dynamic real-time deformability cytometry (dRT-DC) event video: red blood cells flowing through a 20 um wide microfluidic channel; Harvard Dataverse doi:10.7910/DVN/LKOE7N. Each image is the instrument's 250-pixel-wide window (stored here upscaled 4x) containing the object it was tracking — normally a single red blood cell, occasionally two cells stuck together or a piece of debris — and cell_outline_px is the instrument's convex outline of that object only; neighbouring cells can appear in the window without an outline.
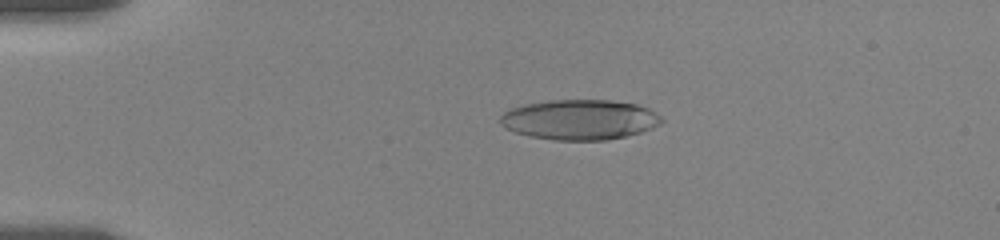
{"species": "human", "species_latin": "Homo sapiens", "temperature_condition": "room temperature", "stored_images_in_passage": 58, "camera_frame_rate_fps": 3000, "um_per_image_px": 0.085, "donor": {"sex": "female"}, "frame": {"image": 1, "passage_image": 13, "time_ms": 4.0, "image_size_px": [1000, 240], "cell_outline_px": [[664, 120], [660, 124], [652, 128], [640, 132], [608, 140], [556, 140], [532, 136], [516, 132], [500, 124], [500, 116], [504, 112], [512, 108], [524, 104], [548, 100], [612, 100], [636, 104], [648, 108], [660, 116]], "centroid_in_image_um": [49.29, 10.16], "position_along_channel_um": 35.7, "area_um2": 37.57}}
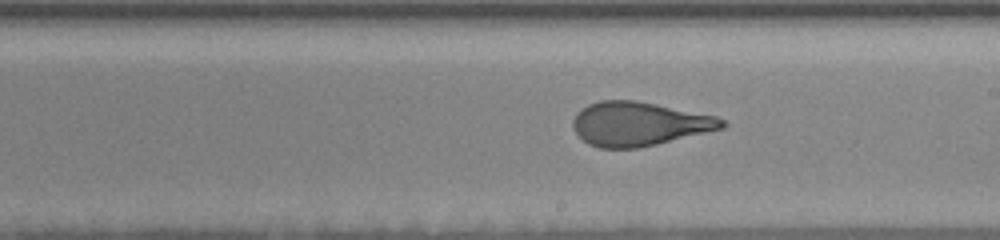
{"frame": {"image": 2, "passage_image": 34, "time_ms": 11.0, "image_size_px": [1000, 240], "cell_outline_px": [[728, 124], [724, 128], [656, 144], [636, 148], [600, 148], [588, 144], [576, 132], [572, 124], [572, 120], [576, 112], [588, 104], [600, 100], [636, 100], [716, 116], [724, 120]], "centroid_in_image_um": [54.3, 10.52], "position_along_channel_um": 234.7, "area_um2": 38.03}}
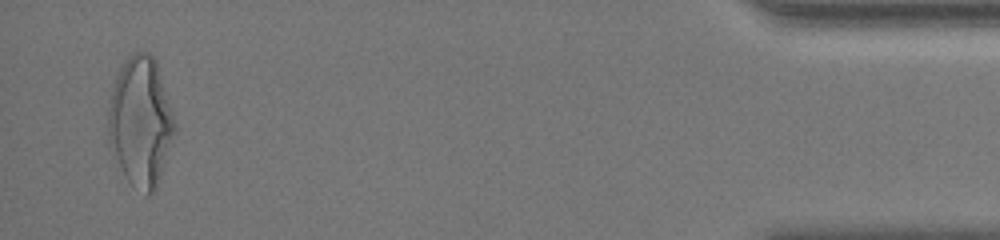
{"frame": {"image": 3, "passage_image": 56, "time_ms": 18.333, "image_size_px": [1000, 240], "cell_outline_px": [[176, 128], [156, 192], [148, 196], [132, 184], [124, 176], [108, 140], [108, 108], [112, 88], [120, 68], [128, 56], [136, 52], [148, 52], [156, 60], [176, 124]], "centroid_in_image_um": [11.96, 10.36], "position_along_channel_um": 423.2, "area_um2": 49.88}, "authors_computed_cell_mechanics": {"area_um2": 38.9861, "velocity_mm_per_s": 3.5309, "shape_relaxation_time_tau1_ms": 5.198, "shape_relaxation_time_tau2_ms": 1.3411, "deformation_change_tau1": 0.2181, "deformation_change_tau2": 0.0916}}